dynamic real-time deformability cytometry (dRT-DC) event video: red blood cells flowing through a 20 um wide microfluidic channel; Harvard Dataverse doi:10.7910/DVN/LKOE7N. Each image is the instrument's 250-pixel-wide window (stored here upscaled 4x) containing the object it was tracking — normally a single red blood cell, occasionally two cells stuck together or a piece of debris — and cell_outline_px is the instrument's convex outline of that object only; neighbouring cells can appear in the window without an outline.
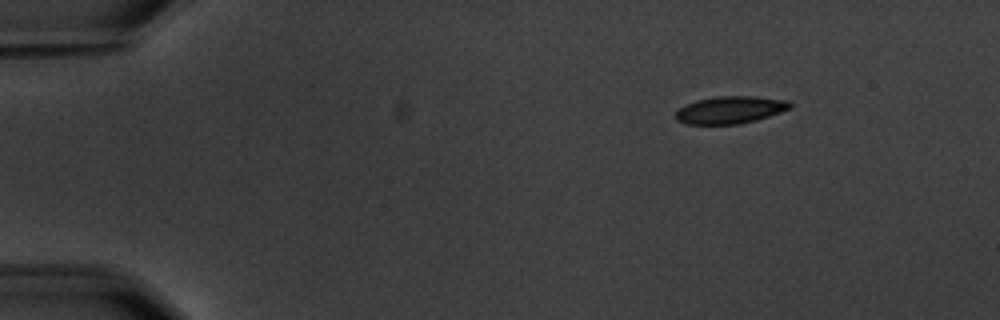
{"species": "common noctule bat (a hibernating species)", "species_latin": "Nyctalus noctula", "temperature_condition": "warm", "stored_images_in_passage": 7, "camera_frame_rate_fps": 3000, "um_per_image_px": 0.085, "animal": {"sex": "male", "body_mass_g": 20.1, "forearm_length_mm": 53.5}, "frame": {"image": 1, "passage_image": 1, "time_ms": 0.0, "image_size_px": [1000, 320], "cell_outline_px": [[792, 108], [756, 120], [740, 124], [684, 124], [676, 120], [676, 112], [680, 108], [696, 100], [720, 96], [752, 96], [788, 100], [792, 104]], "centroid_in_image_um": [62.08, 9.34], "position_along_channel_um": 22.9, "area_um2": 18.15}}
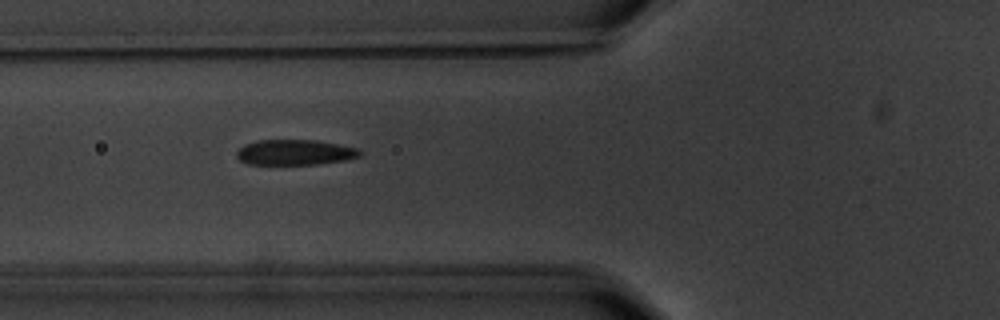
{"frame": {"image": 2, "passage_image": 5, "time_ms": 4.667, "image_size_px": [1000, 320], "cell_outline_px": [[364, 152], [360, 156], [344, 160], [316, 164], [248, 164], [240, 160], [236, 156], [236, 152], [244, 144], [256, 140], [316, 140], [360, 148]], "centroid_in_image_um": [25.08, 12.94], "position_along_channel_um": 100.7, "area_um2": 18.32}}
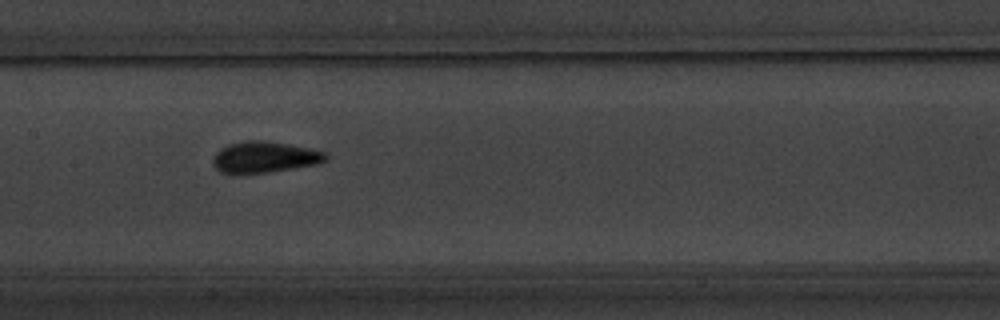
{"frame": {"image": 3, "passage_image": 7, "time_ms": 7.0, "image_size_px": [1000, 320], "cell_outline_px": [[328, 160], [320, 164], [268, 172], [220, 172], [212, 164], [212, 160], [216, 152], [220, 148], [228, 144], [244, 140], [264, 140], [312, 148], [328, 152]], "centroid_in_image_um": [22.55, 13.33], "position_along_channel_um": 184.8, "area_um2": 20.63}}